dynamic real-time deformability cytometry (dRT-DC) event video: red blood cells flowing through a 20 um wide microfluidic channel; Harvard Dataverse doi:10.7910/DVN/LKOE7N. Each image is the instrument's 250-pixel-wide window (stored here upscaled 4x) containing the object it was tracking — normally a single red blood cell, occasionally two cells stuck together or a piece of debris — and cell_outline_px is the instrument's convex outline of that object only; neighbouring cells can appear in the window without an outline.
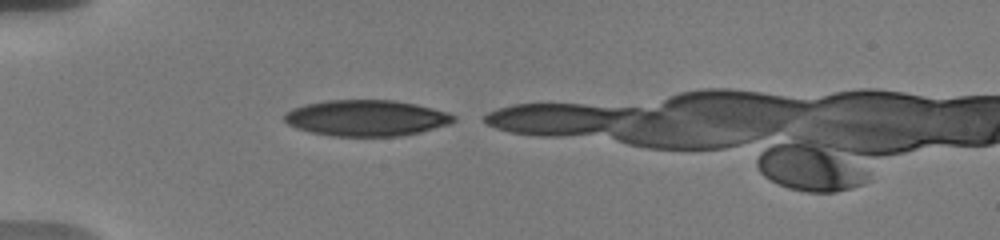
{"species": "human", "species_latin": "Homo sapiens", "temperature_condition": "warm", "stored_images_in_passage": 5, "camera_frame_rate_fps": 3000, "um_per_image_px": 0.085, "donor": {"sex": "male"}, "frame": {"image": 1, "passage_image": 1, "time_ms": 0.0, "image_size_px": [1000, 240], "cell_outline_px": [[456, 120], [448, 124], [420, 132], [400, 136], [332, 136], [308, 132], [296, 128], [288, 124], [284, 120], [284, 112], [292, 108], [308, 104], [328, 100], [392, 100], [416, 104], [448, 112], [456, 116]], "centroid_in_image_um": [31.12, 10.03], "position_along_channel_um": 53.9, "area_um2": 35.6}}
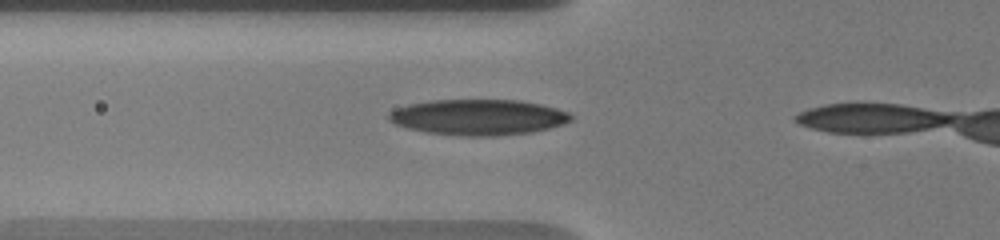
{"frame": {"image": 2, "passage_image": 4, "time_ms": 1.333, "image_size_px": [1000, 240], "cell_outline_px": [[572, 120], [564, 124], [532, 132], [496, 136], [460, 136], [424, 132], [408, 128], [396, 124], [388, 120], [388, 112], [396, 108], [408, 104], [432, 100], [520, 100], [540, 104], [556, 108], [568, 112], [572, 116]], "centroid_in_image_um": [40.64, 9.96], "position_along_channel_um": 85.2, "area_um2": 38.09}}